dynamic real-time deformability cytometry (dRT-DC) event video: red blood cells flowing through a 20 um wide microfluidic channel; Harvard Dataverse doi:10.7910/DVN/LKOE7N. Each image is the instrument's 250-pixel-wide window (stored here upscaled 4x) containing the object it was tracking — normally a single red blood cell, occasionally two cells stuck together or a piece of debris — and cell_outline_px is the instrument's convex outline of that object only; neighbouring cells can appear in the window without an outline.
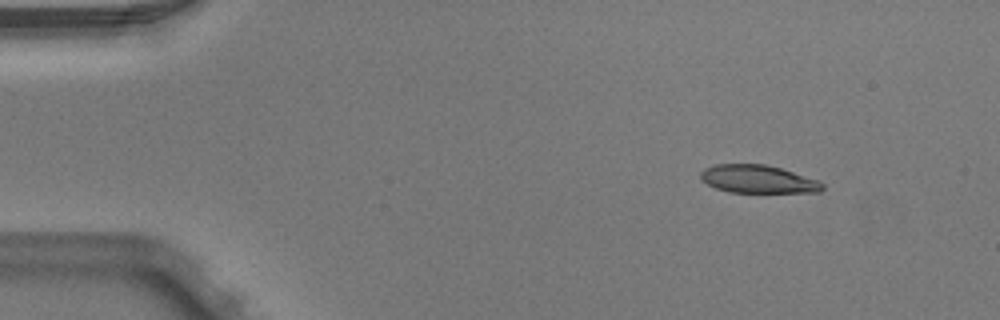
{"species": "Egyptian fruit bat (a non-hibernating species)", "species_latin": "Rousettus aegyptiacus", "temperature_condition": "warm", "stored_images_in_passage": 5, "camera_frame_rate_fps": 3000, "um_per_image_px": 0.085, "animal": {"sex": "male"}, "frame": {"image": 1, "passage_image": 1, "time_ms": 0.0, "image_size_px": [1000, 320], "cell_outline_px": [[824, 188], [820, 192], [728, 192], [716, 188], [700, 180], [700, 172], [704, 168], [716, 164], [764, 164], [780, 168], [816, 180], [824, 184]], "centroid_in_image_um": [64.37, 15.23], "position_along_channel_um": 20.6, "area_um2": 19.71}}
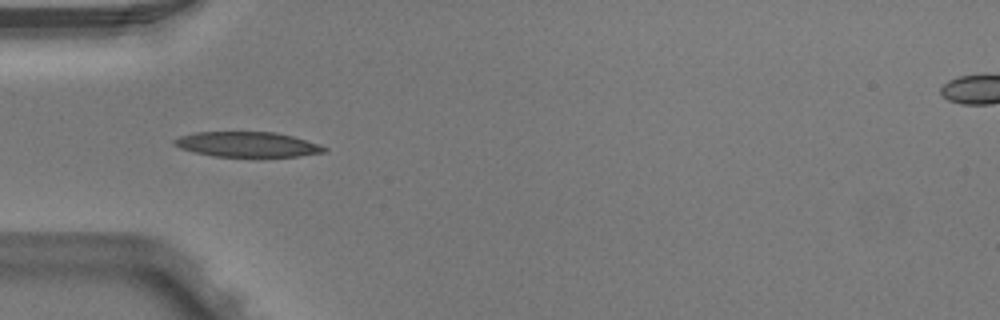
{"frame": {"image": 2, "passage_image": 4, "time_ms": 1.0, "image_size_px": [1000, 320], "cell_outline_px": [[328, 148], [324, 152], [300, 156], [260, 160], [212, 156], [192, 152], [180, 148], [172, 144], [172, 140], [180, 136], [196, 132], [276, 132], [292, 136]], "centroid_in_image_um": [21.0, 12.33], "position_along_channel_um": 64.0, "area_um2": 23.0}}